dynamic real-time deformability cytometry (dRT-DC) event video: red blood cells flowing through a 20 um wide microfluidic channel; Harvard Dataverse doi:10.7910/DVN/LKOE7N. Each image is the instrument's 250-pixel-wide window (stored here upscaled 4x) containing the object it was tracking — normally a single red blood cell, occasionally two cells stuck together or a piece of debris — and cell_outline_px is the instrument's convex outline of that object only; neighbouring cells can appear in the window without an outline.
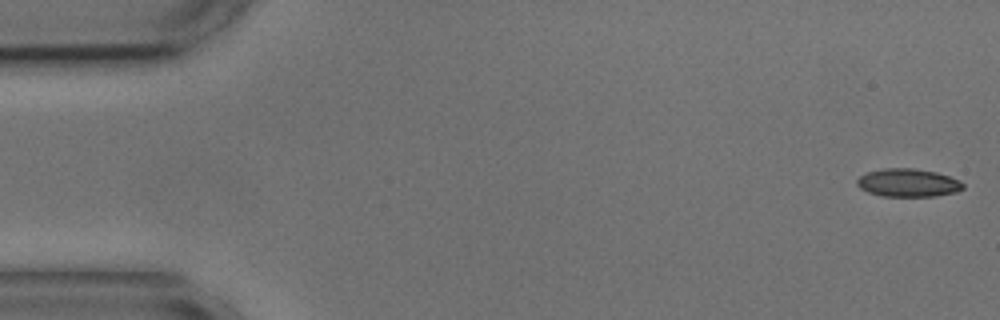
{"species": "common noctule bat (a hibernating species)", "species_latin": "Nyctalus noctula", "temperature_condition": "cold", "stored_images_in_passage": 10, "camera_frame_rate_fps": 3000, "um_per_image_px": 0.085, "animal": {"sex": "male", "body_mass_g": 17.9, "forearm_length_mm": 54.2}, "frame": {"image": 1, "passage_image": 1, "time_ms": 0.0, "image_size_px": [1000, 320], "cell_outline_px": [[964, 188], [956, 192], [936, 196], [880, 196], [868, 192], [860, 188], [856, 184], [856, 180], [860, 176], [868, 172], [884, 168], [912, 168], [936, 172], [960, 180], [964, 184]], "centroid_in_image_um": [77.18, 15.54], "position_along_channel_um": 7.8, "area_um2": 17.4}}